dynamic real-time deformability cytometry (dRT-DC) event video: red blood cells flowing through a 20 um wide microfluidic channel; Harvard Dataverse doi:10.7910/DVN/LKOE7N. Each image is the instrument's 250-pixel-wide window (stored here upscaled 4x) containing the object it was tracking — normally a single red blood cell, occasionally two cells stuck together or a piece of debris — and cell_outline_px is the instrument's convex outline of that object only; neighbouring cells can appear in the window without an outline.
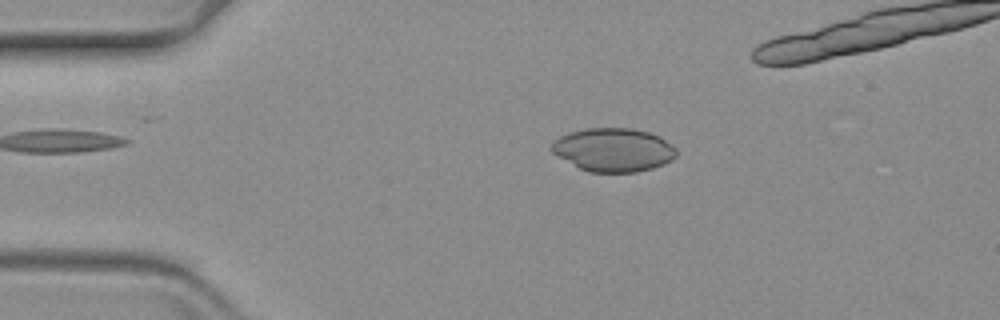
{"species": "common noctule bat (a hibernating species)", "species_latin": "Nyctalus noctula", "temperature_condition": "warm", "stored_images_in_passage": 51, "camera_frame_rate_fps": 3000, "um_per_image_px": 0.085, "animal": {"sex": "female", "body_mass_g": 19.3, "forearm_length_mm": 54.1}, "frame": {"image": 1, "passage_image": 11, "time_ms": 3.333, "image_size_px": [1000, 320], "cell_outline_px": [[676, 156], [672, 160], [664, 164], [652, 168], [636, 172], [588, 172], [580, 168], [552, 152], [552, 144], [560, 136], [568, 132], [584, 128], [632, 128], [648, 132], [660, 136], [676, 148]], "centroid_in_image_um": [52.17, 12.73], "position_along_channel_um": 32.8, "area_um2": 31.5}}
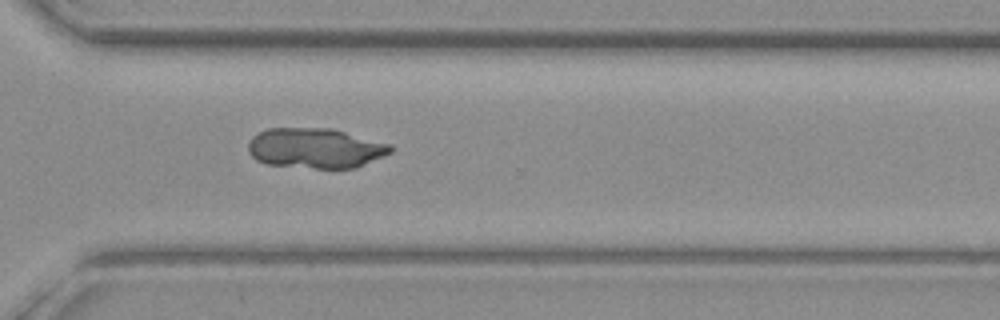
{"frame": {"image": 2, "passage_image": 42, "time_ms": 13.667, "image_size_px": [1000, 320], "cell_outline_px": [[392, 152], [384, 156], [356, 168], [316, 168], [268, 164], [256, 160], [248, 152], [248, 144], [252, 136], [268, 128], [332, 128], [392, 144]], "centroid_in_image_um": [26.83, 12.59], "position_along_channel_um": 343.8, "area_um2": 33.41}}
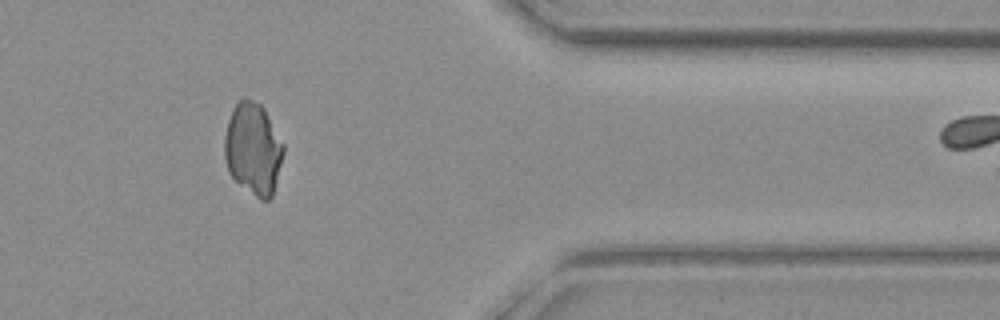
{"frame": {"image": 3, "passage_image": 48, "time_ms": 15.667, "image_size_px": [1000, 320], "cell_outline_px": [[284, 152], [272, 196], [268, 200], [260, 200], [236, 180], [228, 172], [224, 156], [224, 136], [228, 120], [236, 104], [244, 96], [260, 104], [264, 108], [284, 144]], "centroid_in_image_um": [21.51, 12.64], "position_along_channel_um": 389.9, "area_um2": 31.44}}